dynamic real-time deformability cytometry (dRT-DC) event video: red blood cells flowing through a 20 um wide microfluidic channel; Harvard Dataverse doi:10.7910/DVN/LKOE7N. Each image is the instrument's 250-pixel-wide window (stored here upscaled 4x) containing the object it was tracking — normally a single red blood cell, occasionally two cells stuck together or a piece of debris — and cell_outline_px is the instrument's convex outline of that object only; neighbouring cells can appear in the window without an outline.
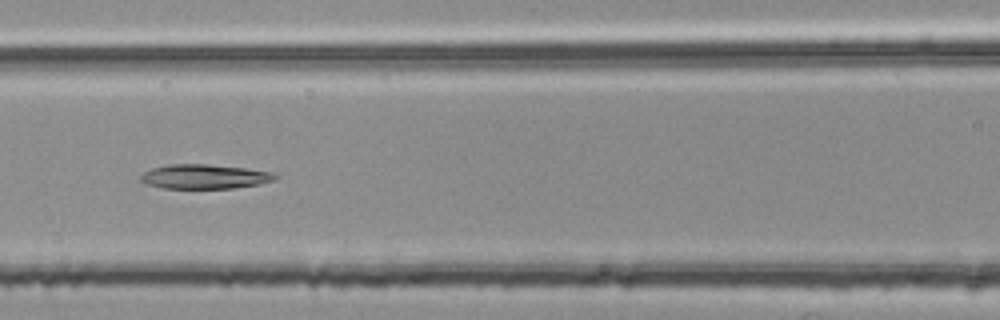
{"species": "common noctule bat (a hibernating species)", "species_latin": "Nyctalus noctula", "temperature_condition": "room temperature", "stored_images_in_passage": 54, "segment_of_instrument_passage": [2, 2], "camera_frame_rate_fps": 3000, "um_per_image_px": 0.085, "animal": {"sex": "female", "body_mass_g": 25.1}, "frame": {"image": 1, "passage_image": 24, "time_ms": 7.667, "image_size_px": [1000, 320], "cell_outline_px": [[280, 176], [276, 180], [260, 184], [232, 188], [160, 188], [144, 184], [140, 180], [140, 176], [144, 172], [152, 168], [168, 164], [208, 164], [244, 168], [272, 172]], "centroid_in_image_um": [17.38, 15.01], "position_along_channel_um": 149.2, "area_um2": 19.31}}
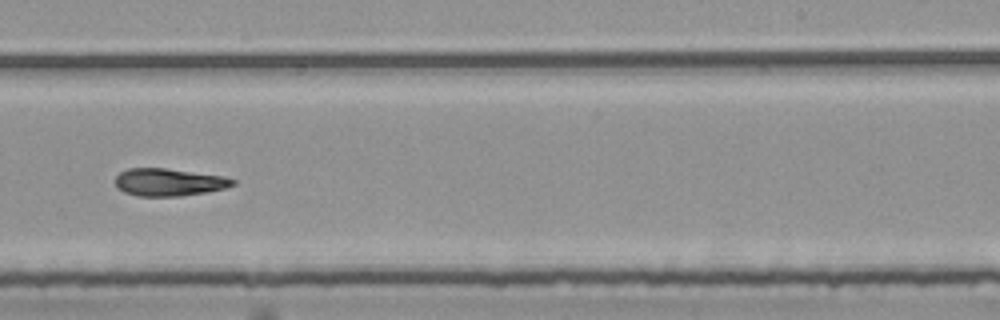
{"frame": {"image": 2, "passage_image": 34, "time_ms": 11.0, "image_size_px": [1000, 320], "cell_outline_px": [[236, 184], [224, 188], [208, 192], [180, 196], [136, 196], [124, 192], [116, 184], [116, 176], [120, 172], [128, 168], [164, 168], [224, 176], [236, 180]], "centroid_in_image_um": [14.37, 15.49], "position_along_channel_um": 274.6, "area_um2": 18.79}}
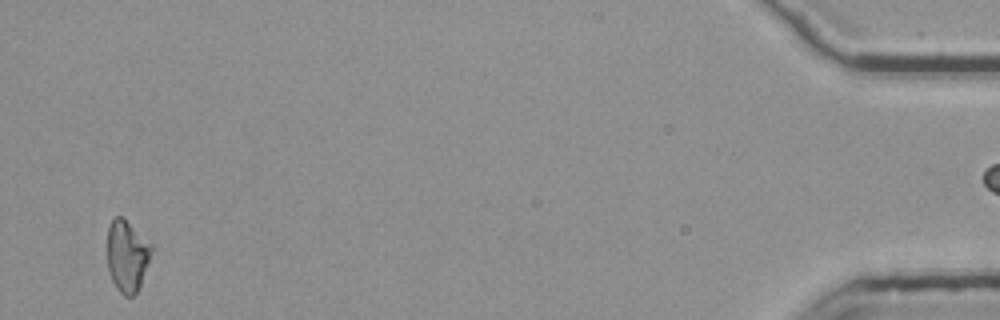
{"frame": {"image": 3, "passage_image": 53, "time_ms": 17.333, "image_size_px": [1000, 320], "cell_outline_px": [[156, 248], [140, 284], [136, 292], [132, 296], [124, 296], [116, 288], [112, 280], [108, 268], [108, 224], [116, 216], [120, 216], [152, 244]], "centroid_in_image_um": [10.83, 21.76], "position_along_channel_um": 424.4, "area_um2": 18.44}}